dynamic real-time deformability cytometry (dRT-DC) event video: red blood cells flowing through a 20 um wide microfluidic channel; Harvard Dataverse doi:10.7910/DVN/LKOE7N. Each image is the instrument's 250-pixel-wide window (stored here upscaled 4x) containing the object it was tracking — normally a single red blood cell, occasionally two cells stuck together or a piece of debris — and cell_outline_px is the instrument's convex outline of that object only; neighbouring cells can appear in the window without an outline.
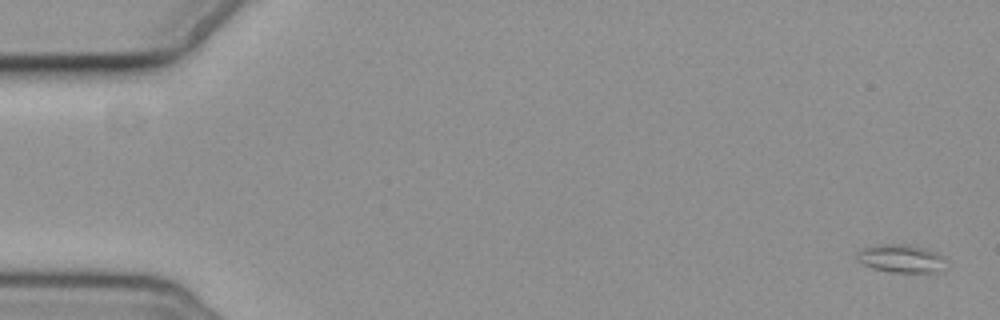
{"species": "common noctule bat (a hibernating species)", "species_latin": "Nyctalus noctula", "temperature_condition": "cold", "stored_images_in_passage": 6, "camera_frame_rate_fps": 3000, "um_per_image_px": 0.085, "animal": {"sex": "female", "body_mass_g": 19.3, "forearm_length_mm": 54.1}, "frame": {"image": 1, "passage_image": 1, "time_ms": 0.0, "image_size_px": [1000, 320], "cell_outline_px": [[948, 268], [936, 272], [888, 272], [872, 268], [856, 260], [856, 252], [860, 248], [900, 244], [904, 244], [924, 248], [936, 252], [944, 256]], "centroid_in_image_um": [76.64, 22.0], "position_along_channel_um": 8.4, "area_um2": 14.62}}
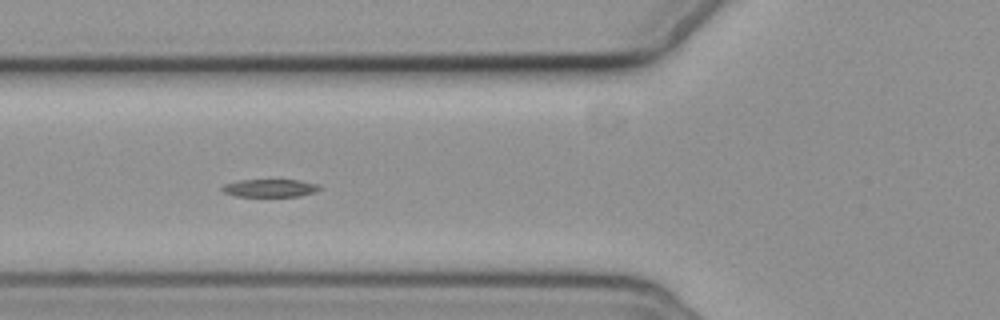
{"frame": {"image": 2, "passage_image": 5, "time_ms": 7.0, "image_size_px": [1000, 320], "cell_outline_px": [[320, 188], [316, 192], [300, 196], [236, 196], [224, 192], [220, 188], [224, 184], [240, 180], [300, 180], [320, 184]], "centroid_in_image_um": [22.98, 15.98], "position_along_channel_um": 102.8, "area_um2": 10.12}}
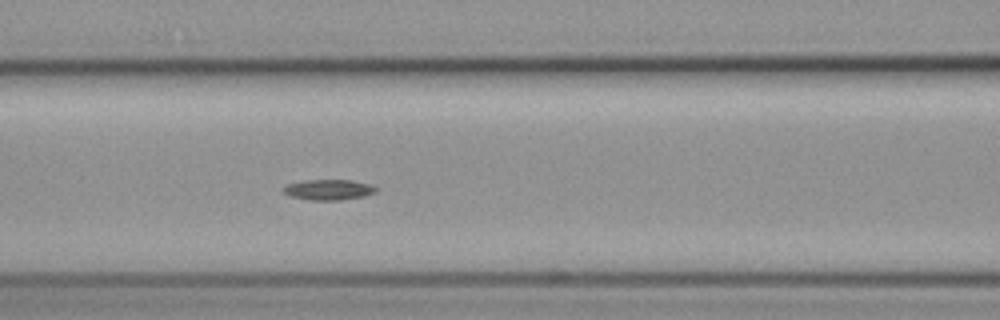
{"frame": {"image": 3, "passage_image": 6, "time_ms": 8.0, "image_size_px": [1000, 320], "cell_outline_px": [[376, 192], [364, 196], [340, 200], [308, 200], [292, 196], [284, 192], [280, 188], [288, 184], [304, 180], [352, 180], [368, 184], [376, 188]], "centroid_in_image_um": [27.9, 16.12], "position_along_channel_um": 138.7, "area_um2": 10.98}}